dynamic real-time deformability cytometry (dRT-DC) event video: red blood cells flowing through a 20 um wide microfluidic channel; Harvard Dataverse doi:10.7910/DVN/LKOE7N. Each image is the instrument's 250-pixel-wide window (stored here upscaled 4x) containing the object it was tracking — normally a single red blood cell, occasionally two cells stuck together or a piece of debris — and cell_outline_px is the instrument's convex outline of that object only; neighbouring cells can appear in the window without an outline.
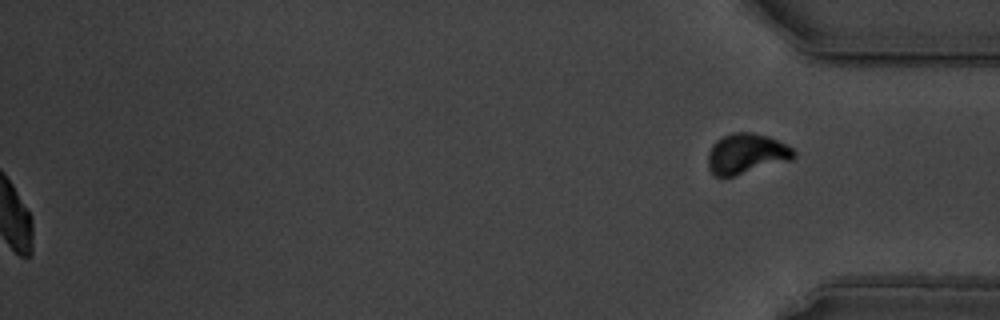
{"species": "common noctule bat (a hibernating species)", "species_latin": "Nyctalus noctula", "temperature_condition": "warm", "stored_images_in_passage": 59, "segment_of_instrument_passage": [2, 2], "camera_frame_rate_fps": 3000, "um_per_image_px": 0.085, "animal": {"sex": "male", "body_mass_g": 19.5, "forearm_length_mm": 54.6}, "frame": {"image": 1, "passage_image": 59, "time_ms": 19.333, "image_size_px": [1000, 320], "cell_outline_px": [[796, 156], [792, 160], [736, 176], [716, 176], [708, 168], [708, 152], [712, 144], [716, 140], [732, 132], [752, 132], [768, 136], [792, 148], [796, 152]], "centroid_in_image_um": [63.44, 13.07], "position_along_channel_um": 371.8, "area_um2": 20.29}}